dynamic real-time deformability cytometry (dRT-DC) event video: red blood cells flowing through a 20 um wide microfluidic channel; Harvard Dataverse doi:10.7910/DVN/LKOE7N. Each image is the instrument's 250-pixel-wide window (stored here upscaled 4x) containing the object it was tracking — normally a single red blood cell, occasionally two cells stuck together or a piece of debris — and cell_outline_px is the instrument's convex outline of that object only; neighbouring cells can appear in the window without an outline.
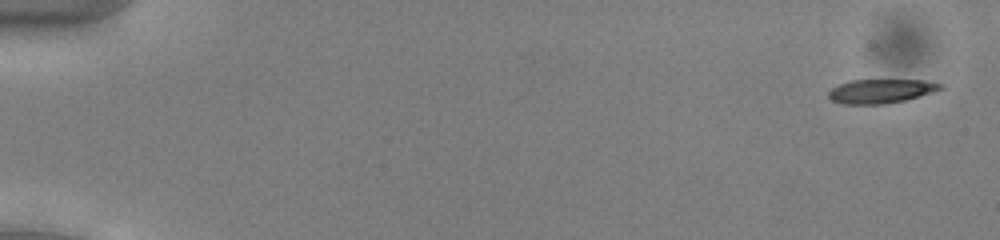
{"species": "common noctule bat (a hibernating species)", "species_latin": "Nyctalus noctula", "temperature_condition": "cold", "stored_images_in_passage": 52, "camera_frame_rate_fps": 3000, "um_per_image_px": 0.085, "animal": {"sex": "male", "body_mass_g": 13.0, "forearm_length_mm": 53.1}, "frame": {"image": 1, "passage_image": 1, "time_ms": 0.0, "image_size_px": [1000, 240], "cell_outline_px": [[944, 88], [932, 92], [904, 100], [884, 104], [844, 104], [832, 100], [828, 96], [828, 92], [832, 88], [840, 84], [852, 80], [924, 80], [944, 84]], "centroid_in_image_um": [74.89, 7.74], "position_along_channel_um": 10.1, "area_um2": 15.55}}
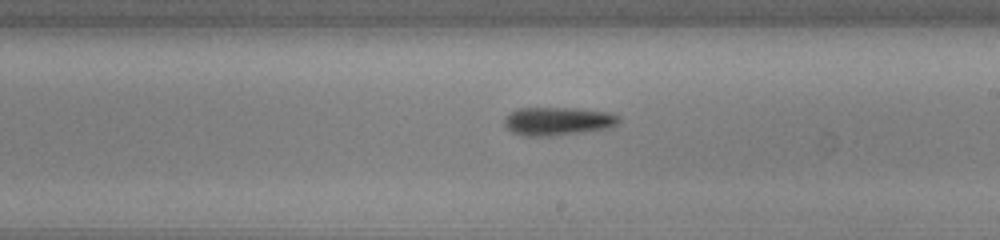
{"frame": {"image": 2, "passage_image": 31, "time_ms": 10.0, "image_size_px": [1000, 240], "cell_outline_px": [[620, 120], [616, 124], [608, 128], [584, 132], [552, 136], [524, 136], [512, 132], [504, 128], [504, 120], [516, 108], [572, 108], [608, 112], [620, 116]], "centroid_in_image_um": [47.39, 10.31], "position_along_channel_um": 241.6, "area_um2": 18.9}}
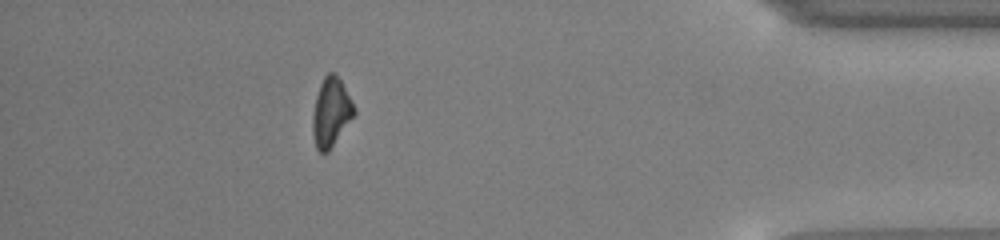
{"frame": {"image": 3, "passage_image": 47, "time_ms": 15.333, "image_size_px": [1000, 240], "cell_outline_px": [[356, 112], [328, 152], [320, 152], [316, 148], [312, 132], [312, 116], [316, 96], [320, 84], [324, 76], [328, 72], [332, 72], [340, 80], [356, 108]], "centroid_in_image_um": [28.12, 9.55], "position_along_channel_um": 407.1, "area_um2": 16.42}, "authors_computed_cell_mechanics": {"area_um2": 17.3978, "velocity_mm_per_s": 3.9141, "shape_relaxation_time_tau1_ms": 3.2968, "shape_relaxation_time_tau2_ms": null, "deformation_change_tau1": 0.1024, "deformation_change_tau2": null}}